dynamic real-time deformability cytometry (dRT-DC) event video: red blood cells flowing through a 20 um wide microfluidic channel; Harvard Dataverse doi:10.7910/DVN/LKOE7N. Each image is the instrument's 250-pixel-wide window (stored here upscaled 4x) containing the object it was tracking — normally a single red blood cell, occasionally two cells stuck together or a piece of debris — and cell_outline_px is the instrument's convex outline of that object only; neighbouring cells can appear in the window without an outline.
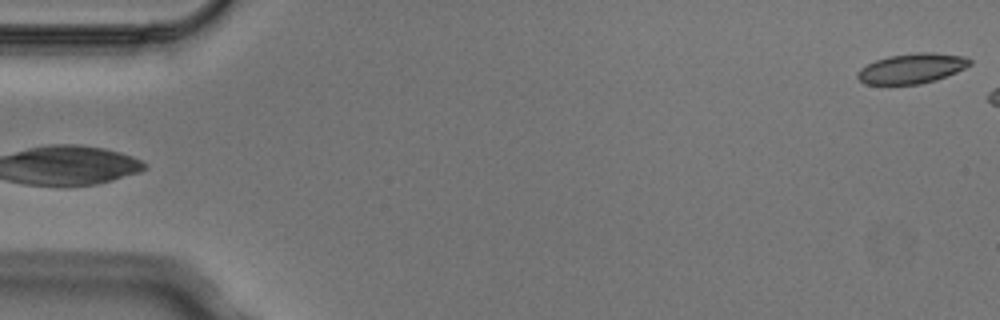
{"species": "Egyptian fruit bat (a non-hibernating species)", "species_latin": "Rousettus aegyptiacus", "temperature_condition": "cold", "stored_images_in_passage": 3, "segment_of_instrument_passage": [2, 2], "camera_frame_rate_fps": 3000, "um_per_image_px": 0.085, "animal": {"sex": "male"}, "frame": {"image": 1, "passage_image": 3, "time_ms": 0.667, "image_size_px": [1000, 320], "cell_outline_px": [[972, 64], [956, 72], [936, 80], [920, 84], [864, 84], [856, 76], [860, 68], [876, 60], [888, 56], [916, 52], [932, 52], [964, 56], [972, 60]], "centroid_in_image_um": [77.52, 5.81], "position_along_channel_um": 7.5, "area_um2": 19.65}}